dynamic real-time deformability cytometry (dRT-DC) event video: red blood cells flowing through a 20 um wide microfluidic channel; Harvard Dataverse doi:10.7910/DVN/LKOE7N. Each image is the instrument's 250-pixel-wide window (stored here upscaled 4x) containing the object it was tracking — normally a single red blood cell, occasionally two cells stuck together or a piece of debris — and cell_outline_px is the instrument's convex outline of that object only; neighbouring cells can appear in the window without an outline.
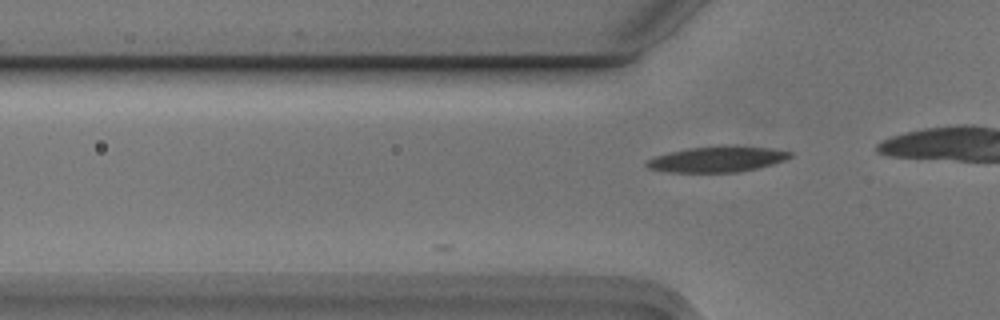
{"species": "Egyptian fruit bat (a non-hibernating species)", "species_latin": "Rousettus aegyptiacus", "temperature_condition": "cold", "stored_images_in_passage": 5, "camera_frame_rate_fps": 3000, "um_per_image_px": 0.085, "animal": {"sex": "male"}, "frame": {"image": 1, "passage_image": 4, "time_ms": 1.0, "image_size_px": [1000, 320], "cell_outline_px": [[792, 156], [784, 160], [772, 164], [756, 168], [736, 172], [668, 172], [648, 168], [644, 164], [648, 160], [656, 156], [668, 152], [688, 148], [768, 148], [792, 152]], "centroid_in_image_um": [60.89, 13.57], "position_along_channel_um": 64.9, "area_um2": 20.4}}